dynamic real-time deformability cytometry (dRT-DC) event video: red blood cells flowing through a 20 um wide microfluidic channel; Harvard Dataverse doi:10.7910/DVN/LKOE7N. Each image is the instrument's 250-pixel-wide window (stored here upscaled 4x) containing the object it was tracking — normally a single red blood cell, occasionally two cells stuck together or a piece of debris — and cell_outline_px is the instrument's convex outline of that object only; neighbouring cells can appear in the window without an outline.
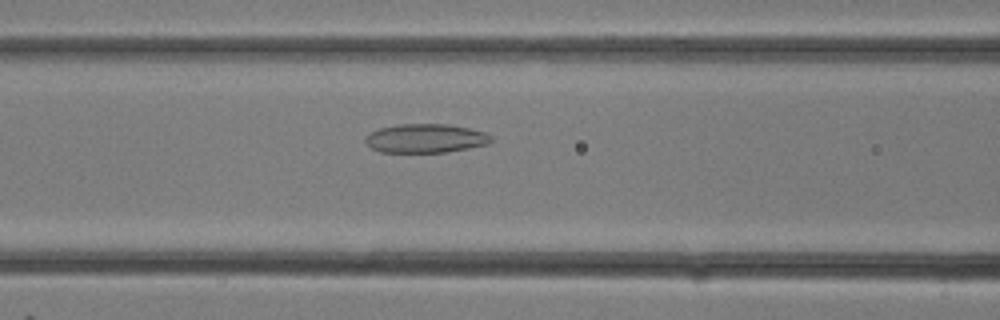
{"species": "common noctule bat (a hibernating species)", "species_latin": "Nyctalus noctula", "temperature_condition": "room temperature", "stored_images_in_passage": 29, "camera_frame_rate_fps": 3000, "um_per_image_px": 0.085, "animal": {"sex": "female"}, "frame": {"image": 1, "passage_image": 12, "time_ms": 3.667, "image_size_px": [1000, 320], "cell_outline_px": [[492, 140], [488, 144], [468, 148], [444, 152], [380, 152], [372, 148], [364, 140], [364, 136], [380, 128], [396, 124], [448, 124], [468, 128], [484, 132], [492, 136]], "centroid_in_image_um": [36.16, 11.75], "position_along_channel_um": 130.4, "area_um2": 21.1}}
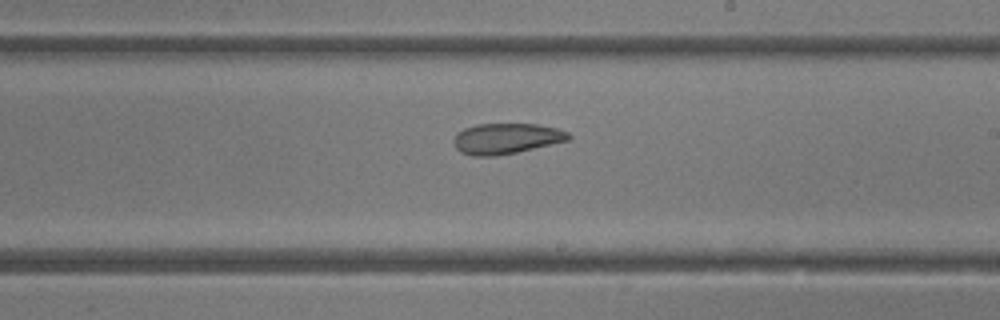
{"frame": {"image": 2, "passage_image": 17, "time_ms": 5.333, "image_size_px": [1000, 320], "cell_outline_px": [[572, 136], [568, 140], [516, 152], [496, 156], [472, 156], [460, 152], [456, 148], [452, 140], [456, 132], [464, 128], [476, 124], [536, 124], [556, 128], [568, 132]], "centroid_in_image_um": [42.97, 11.77], "position_along_channel_um": 246.0, "area_um2": 20.52}}
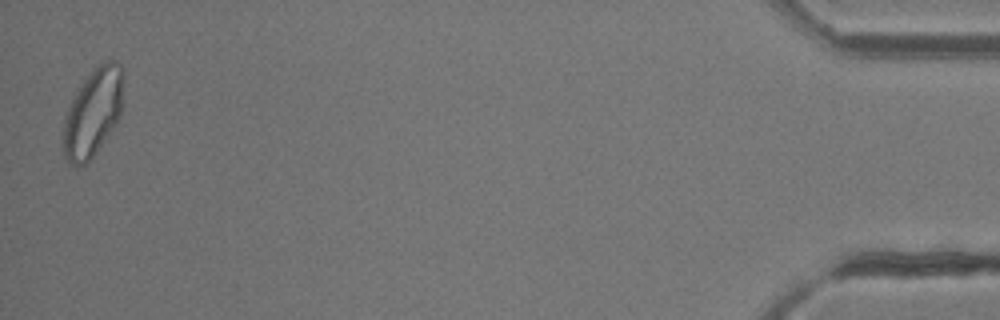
{"frame": {"image": 3, "passage_image": 29, "time_ms": 9.333, "image_size_px": [1000, 320], "cell_outline_px": [[124, 104], [120, 116], [116, 124], [96, 152], [84, 164], [76, 168], [68, 164], [64, 156], [64, 116], [84, 76], [96, 64], [104, 60], [116, 60], [124, 68]], "centroid_in_image_um": [7.95, 9.49], "position_along_channel_um": 427.2, "area_um2": 31.67}}